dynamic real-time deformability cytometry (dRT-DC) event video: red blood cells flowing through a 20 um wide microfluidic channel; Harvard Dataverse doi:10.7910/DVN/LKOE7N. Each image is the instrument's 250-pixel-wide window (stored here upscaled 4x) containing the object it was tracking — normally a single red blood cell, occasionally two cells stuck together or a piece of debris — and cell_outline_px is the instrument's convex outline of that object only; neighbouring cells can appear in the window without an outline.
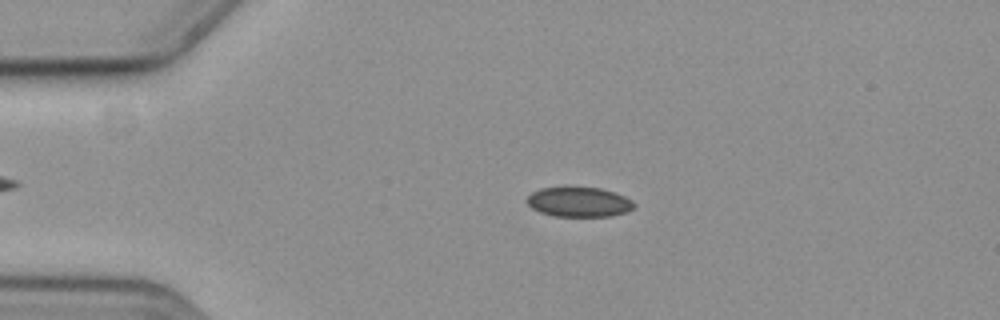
{"species": "common noctule bat (a hibernating species)", "species_latin": "Nyctalus noctula", "temperature_condition": "cold", "stored_images_in_passage": 49, "camera_frame_rate_fps": 3000, "um_per_image_px": 0.085, "animal": {"sex": "female", "body_mass_g": 19.3, "forearm_length_mm": 54.1}, "frame": {"image": 1, "passage_image": 11, "time_ms": 3.333, "image_size_px": [1000, 320], "cell_outline_px": [[636, 204], [628, 212], [612, 216], [552, 216], [540, 212], [532, 208], [524, 200], [532, 192], [540, 188], [564, 184], [600, 188], [616, 192], [632, 200]], "centroid_in_image_um": [49.18, 17.12], "position_along_channel_um": 35.8, "area_um2": 19.48}}
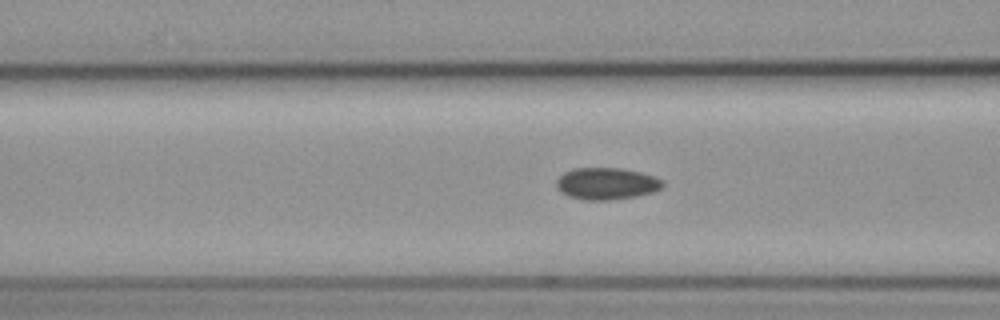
{"frame": {"image": 2, "passage_image": 21, "time_ms": 6.667, "image_size_px": [1000, 320], "cell_outline_px": [[664, 184], [660, 188], [652, 192], [636, 196], [608, 200], [584, 200], [568, 196], [560, 192], [556, 188], [556, 180], [564, 172], [572, 168], [620, 168], [640, 172], [656, 176], [664, 180]], "centroid_in_image_um": [51.54, 15.6], "position_along_channel_um": 115.1, "area_um2": 19.88}}
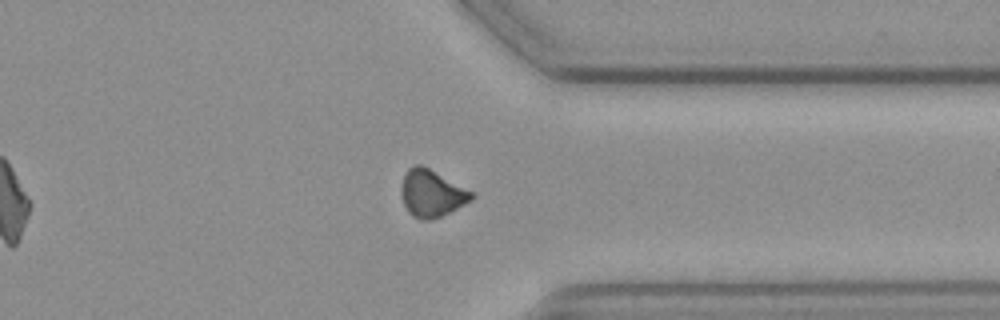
{"frame": {"image": 3, "passage_image": 43, "time_ms": 14.0, "image_size_px": [1000, 320], "cell_outline_px": [[476, 196], [472, 200], [440, 216], [428, 220], [420, 220], [412, 216], [408, 212], [404, 204], [400, 192], [400, 188], [404, 176], [408, 168], [412, 164], [420, 164], [476, 192]], "centroid_in_image_um": [36.7, 16.42], "position_along_channel_um": 374.7, "area_um2": 19.42}, "authors_computed_cell_mechanics": {"area_um2": 19.5942, "velocity_mm_per_s": 3.5919, "shape_relaxation_time_tau1_ms": 7.8847, "shape_relaxation_time_tau2_ms": null, "deformation_change_tau1": 0.063, "deformation_change_tau2": null}}